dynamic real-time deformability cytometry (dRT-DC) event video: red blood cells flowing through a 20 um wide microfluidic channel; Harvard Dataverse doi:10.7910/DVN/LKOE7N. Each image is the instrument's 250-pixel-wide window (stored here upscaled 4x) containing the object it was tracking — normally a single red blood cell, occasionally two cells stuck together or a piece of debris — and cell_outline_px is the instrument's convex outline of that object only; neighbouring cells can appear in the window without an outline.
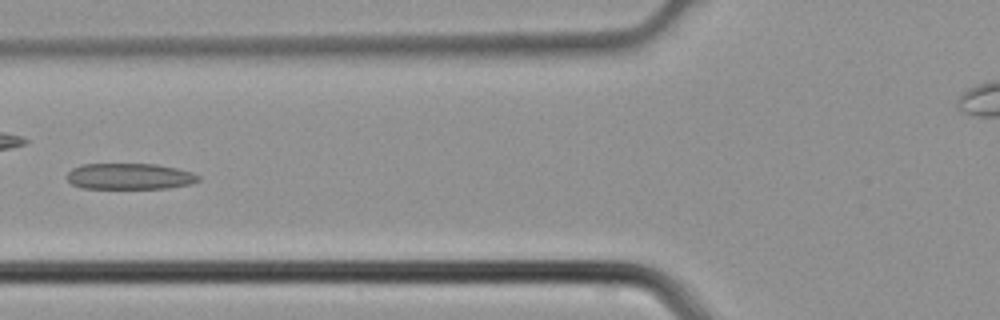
{"species": "common noctule bat (a hibernating species)", "species_latin": "Nyctalus noctula", "temperature_condition": "cold", "stored_images_in_passage": 3, "camera_frame_rate_fps": 3000, "um_per_image_px": 0.085, "animal": {"sex": "male", "body_mass_g": 21.5, "forearm_length_mm": 52.0}, "frame": {"image": 1, "passage_image": 3, "time_ms": 0.667, "image_size_px": [1000, 320], "cell_outline_px": [[200, 180], [192, 184], [168, 188], [80, 188], [72, 184], [68, 180], [68, 172], [72, 168], [84, 164], [156, 164], [176, 168], [192, 172], [200, 176]], "centroid_in_image_um": [11.04, 14.99], "position_along_channel_um": 114.8, "area_um2": 20.0}}